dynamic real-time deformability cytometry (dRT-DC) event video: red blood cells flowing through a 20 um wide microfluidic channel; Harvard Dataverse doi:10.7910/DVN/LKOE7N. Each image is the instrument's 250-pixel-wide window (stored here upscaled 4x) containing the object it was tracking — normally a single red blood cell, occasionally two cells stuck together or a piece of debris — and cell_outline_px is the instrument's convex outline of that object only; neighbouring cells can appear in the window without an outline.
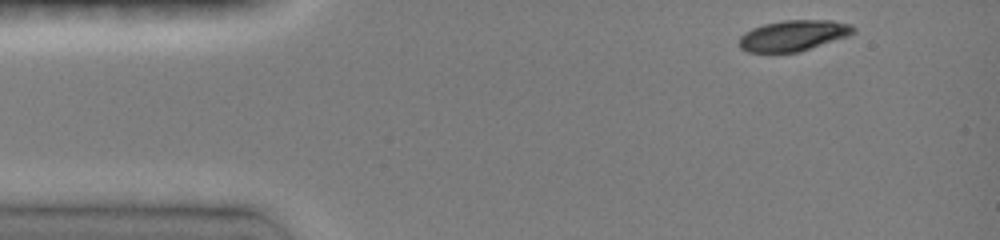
{"species": "common noctule bat (a hibernating species)", "species_latin": "Nyctalus noctula", "temperature_condition": "room temperature", "stored_images_in_passage": 28, "camera_frame_rate_fps": 3000, "um_per_image_px": 0.085, "animal": {"sex": "female", "body_mass_g": 19.0, "forearm_length_mm": 51.5}, "frame": {"image": 1, "passage_image": 1, "time_ms": 0.0, "image_size_px": [1000, 240], "cell_outline_px": [[856, 32], [848, 36], [800, 52], [748, 52], [740, 48], [740, 36], [744, 32], [752, 28], [764, 24], [784, 20], [832, 20], [852, 24], [856, 28]], "centroid_in_image_um": [67.47, 3.01], "position_along_channel_um": 17.5, "area_um2": 20.63}}
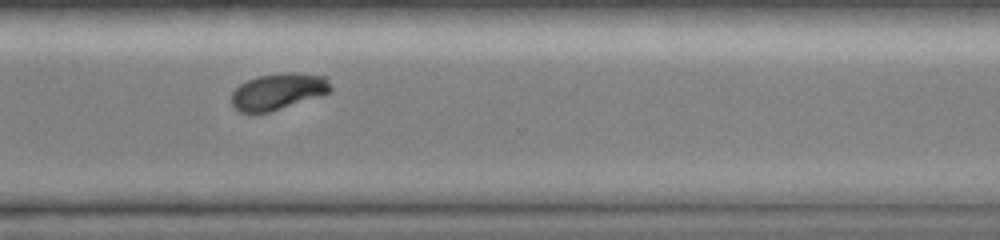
{"frame": {"image": 2, "passage_image": 24, "time_ms": 10.0, "image_size_px": [1000, 240], "cell_outline_px": [[332, 92], [320, 96], [268, 112], [240, 112], [232, 104], [232, 92], [240, 84], [256, 76], [284, 72], [292, 72], [324, 76], [328, 80], [332, 88]], "centroid_in_image_um": [23.66, 7.76], "position_along_channel_um": 346.9, "area_um2": 20.87}}
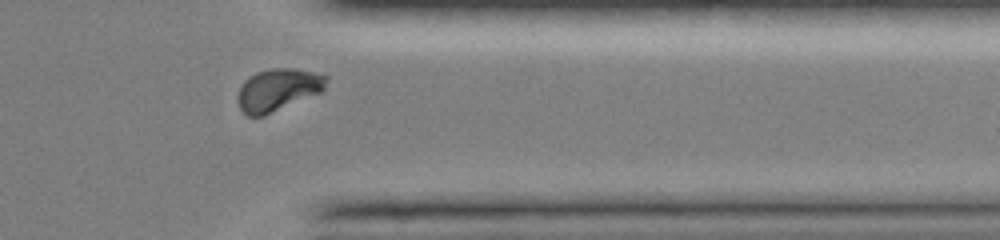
{"frame": {"image": 3, "passage_image": 26, "time_ms": 11.0, "image_size_px": [1000, 240], "cell_outline_px": [[328, 80], [324, 88], [320, 92], [264, 116], [248, 116], [240, 108], [236, 96], [244, 80], [248, 76], [256, 72], [272, 68], [296, 68], [316, 72], [328, 76]], "centroid_in_image_um": [23.61, 7.61], "position_along_channel_um": 387.8, "area_um2": 21.91}, "authors_computed_cell_mechanics": {"area_um2": 22.7732, "velocity_mm_per_s": 4.0741, "shape_relaxation_time_tau1_ms": 2.8274, "shape_relaxation_time_tau2_ms": null, "deformation_change_tau1": 0.1515, "deformation_change_tau2": null}}